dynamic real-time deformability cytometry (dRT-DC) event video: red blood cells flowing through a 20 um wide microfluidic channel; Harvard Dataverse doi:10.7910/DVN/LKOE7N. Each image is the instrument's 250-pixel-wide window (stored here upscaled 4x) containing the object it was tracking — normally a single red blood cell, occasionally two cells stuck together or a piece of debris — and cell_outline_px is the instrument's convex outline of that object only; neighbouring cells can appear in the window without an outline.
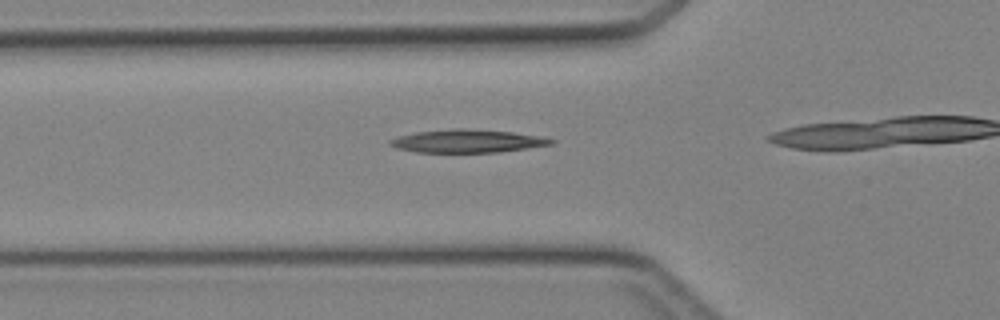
{"species": "Egyptian fruit bat (a non-hibernating species)", "species_latin": "Rousettus aegyptiacus", "temperature_condition": "cold", "stored_images_in_passage": 32, "camera_frame_rate_fps": 3000, "um_per_image_px": 0.085, "animal": {"sex": "female"}, "frame": {"image": 1, "passage_image": 12, "time_ms": 3.667, "image_size_px": [1000, 320], "cell_outline_px": [[556, 140], [552, 144], [528, 148], [500, 152], [416, 152], [396, 148], [388, 144], [388, 140], [396, 136], [416, 132], [452, 128], [464, 128], [512, 132], [536, 136]], "centroid_in_image_um": [39.65, 11.99], "position_along_channel_um": 86.1, "area_um2": 21.62}}
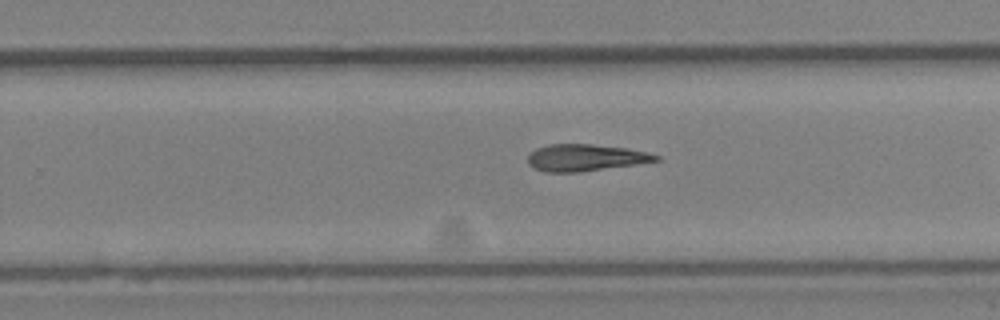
{"frame": {"image": 2, "passage_image": 25, "time_ms": 8.0, "image_size_px": [1000, 320], "cell_outline_px": [[660, 160], [636, 164], [576, 172], [544, 172], [532, 168], [528, 164], [528, 156], [536, 148], [548, 144], [592, 144], [628, 148], [648, 152], [660, 156]], "centroid_in_image_um": [49.74, 13.39], "position_along_channel_um": 280.1, "area_um2": 20.0}}
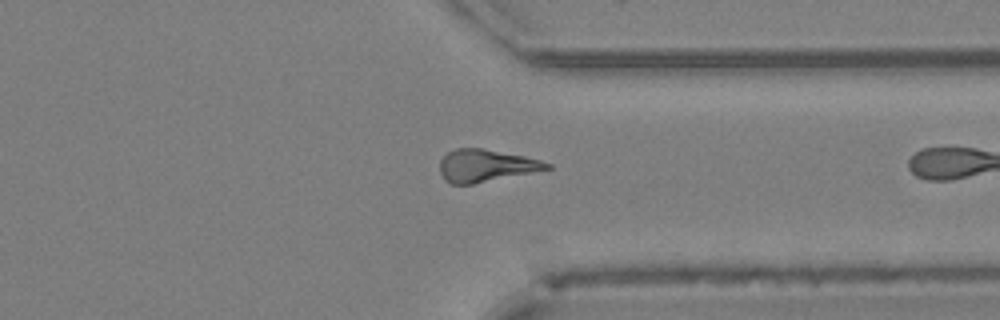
{"frame": {"image": 3, "passage_image": 31, "time_ms": 10.0, "image_size_px": [1000, 320], "cell_outline_px": [[552, 168], [472, 184], [452, 184], [444, 180], [440, 172], [440, 160], [448, 152], [456, 148], [480, 148], [524, 156], [540, 160], [552, 164]], "centroid_in_image_um": [41.27, 14.08], "position_along_channel_um": 370.1, "area_um2": 19.94}}